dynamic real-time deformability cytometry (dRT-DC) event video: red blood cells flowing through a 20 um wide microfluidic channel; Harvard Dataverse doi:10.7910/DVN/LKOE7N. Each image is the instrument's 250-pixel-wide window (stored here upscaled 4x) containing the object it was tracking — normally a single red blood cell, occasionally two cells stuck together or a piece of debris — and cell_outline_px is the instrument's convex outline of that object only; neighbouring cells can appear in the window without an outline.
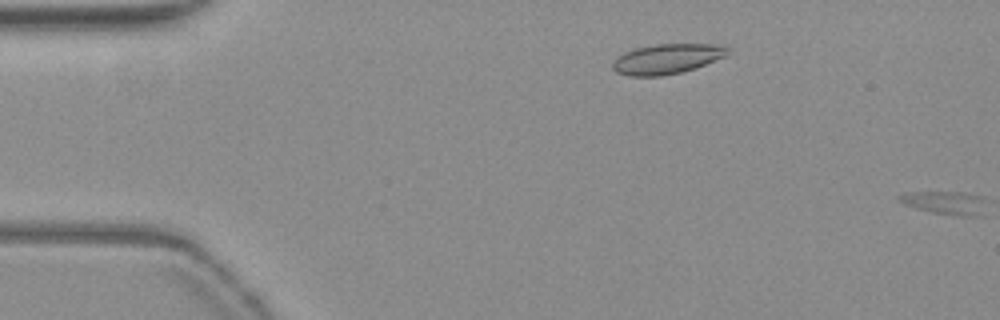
{"species": "common noctule bat (a hibernating species)", "species_latin": "Nyctalus noctula", "temperature_condition": "warm", "stored_images_in_passage": 8, "camera_frame_rate_fps": 3000, "um_per_image_px": 0.085, "animal": {"sex": "female", "body_mass_g": 19.3, "forearm_length_mm": 54.1}, "frame": {"image": 1, "passage_image": 8, "time_ms": 2.333, "image_size_px": [1000, 320], "cell_outline_px": [[984, 216], [960, 216], [932, 212], [916, 208], [904, 204], [896, 200], [896, 196], [904, 192], [964, 192], [984, 196]], "centroid_in_image_um": [80.35, 17.23], "position_along_channel_um": 4.6, "area_um2": 12.08}}